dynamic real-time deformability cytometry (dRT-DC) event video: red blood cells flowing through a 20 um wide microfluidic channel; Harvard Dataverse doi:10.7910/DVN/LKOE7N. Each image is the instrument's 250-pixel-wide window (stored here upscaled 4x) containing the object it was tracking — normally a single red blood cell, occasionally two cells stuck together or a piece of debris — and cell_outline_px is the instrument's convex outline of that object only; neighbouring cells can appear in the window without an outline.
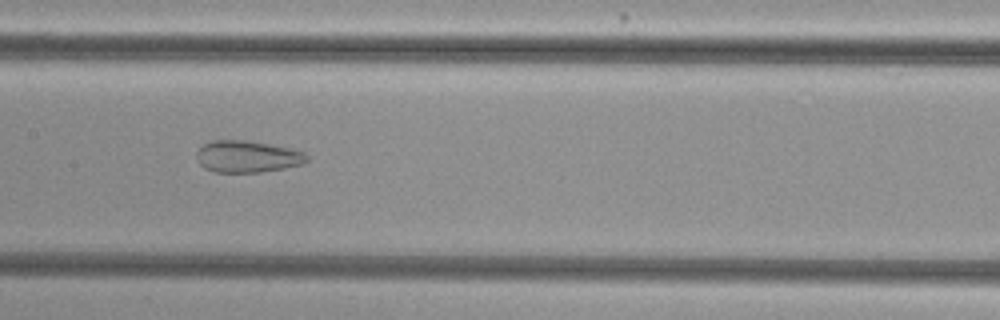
{"species": "common noctule bat (a hibernating species)", "species_latin": "Nyctalus noctula", "temperature_condition": "cold", "stored_images_in_passage": 55, "camera_frame_rate_fps": 3000, "um_per_image_px": 0.085, "animal": {"sex": "female", "body_mass_g": 29.2, "forearm_length_mm": 56.3}, "frame": {"image": 1, "passage_image": 28, "time_ms": 9.0, "image_size_px": [1000, 320], "cell_outline_px": [[308, 160], [304, 164], [284, 168], [260, 172], [216, 172], [204, 168], [196, 160], [196, 152], [204, 144], [212, 140], [244, 140], [268, 144], [288, 148], [304, 152], [308, 156]], "centroid_in_image_um": [21.01, 13.31], "position_along_channel_um": 186.4, "area_um2": 20.4}}
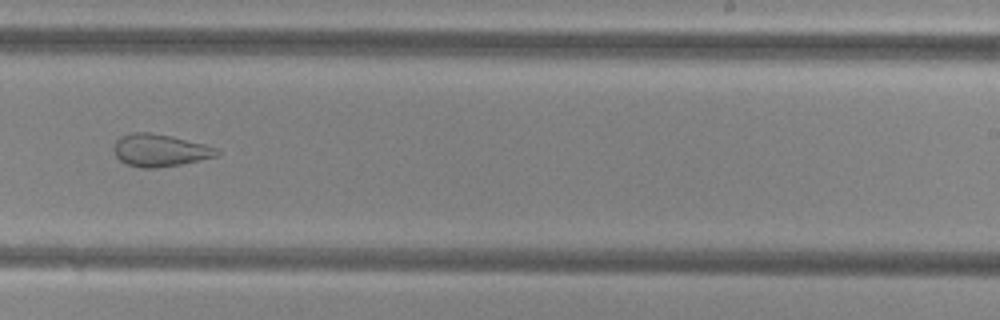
{"frame": {"image": 2, "passage_image": 35, "time_ms": 11.333, "image_size_px": [1000, 320], "cell_outline_px": [[220, 152], [216, 156], [180, 164], [156, 168], [140, 168], [128, 164], [120, 160], [116, 156], [112, 148], [116, 140], [120, 136], [132, 132], [148, 132], [172, 136], [204, 144], [216, 148]], "centroid_in_image_um": [13.54, 12.77], "position_along_channel_um": 275.5, "area_um2": 19.36}}
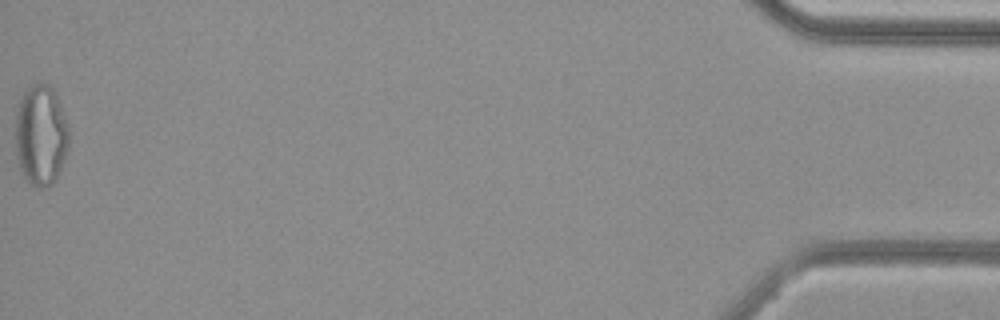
{"frame": {"image": 3, "passage_image": 55, "time_ms": 18.0, "image_size_px": [1000, 320], "cell_outline_px": [[68, 148], [60, 168], [52, 184], [48, 188], [40, 188], [32, 184], [24, 176], [20, 164], [16, 148], [16, 112], [20, 100], [24, 92], [32, 84], [48, 84], [56, 92], [68, 128]], "centroid_in_image_um": [3.48, 11.47], "position_along_channel_um": 431.7, "area_um2": 30.87}, "authors_computed_cell_mechanics": {"area_um2": 27.2816, "velocity_mm_per_s": 3.8269, "shape_relaxation_time_tau1_ms": null, "shape_relaxation_time_tau2_ms": 2.1865, "deformation_change_tau1": null, "deformation_change_tau2": 0.1028}}